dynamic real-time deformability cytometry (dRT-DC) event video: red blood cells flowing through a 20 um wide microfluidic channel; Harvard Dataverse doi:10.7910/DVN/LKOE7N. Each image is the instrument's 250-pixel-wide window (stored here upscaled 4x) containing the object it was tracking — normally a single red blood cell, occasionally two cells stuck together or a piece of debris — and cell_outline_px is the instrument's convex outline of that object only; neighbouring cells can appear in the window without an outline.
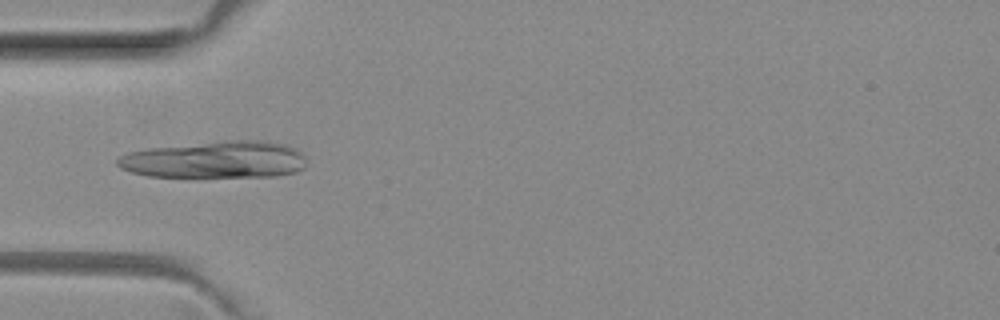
{"species": "common noctule bat (a hibernating species)", "species_latin": "Nyctalus noctula", "temperature_condition": "room temperature", "stored_images_in_passage": 38, "camera_frame_rate_fps": 3000, "um_per_image_px": 0.085, "animal": {"sex": "female", "body_mass_g": 29.2, "forearm_length_mm": 56.3}, "frame": {"image": 1, "passage_image": 4, "time_ms": 1.0, "image_size_px": [1000, 320], "cell_outline_px": [[304, 168], [296, 172], [276, 176], [148, 176], [132, 172], [120, 168], [116, 164], [116, 160], [120, 156], [128, 152], [148, 148], [236, 140], [260, 140], [284, 144], [296, 148], [304, 156]], "centroid_in_image_um": [18.3, 13.57], "position_along_channel_um": 66.7, "area_um2": 40.34}}
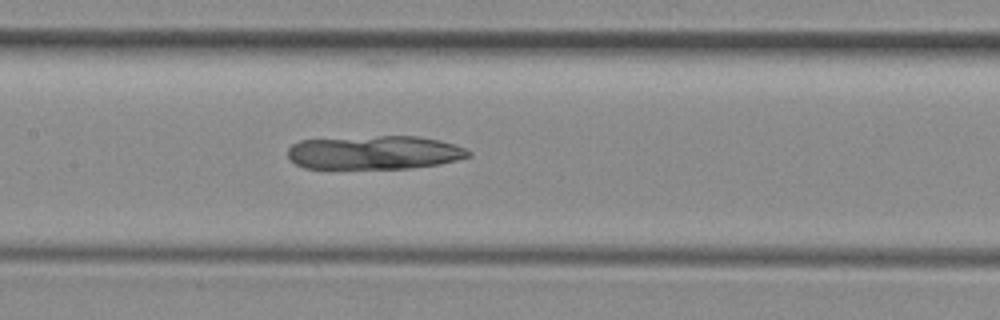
{"frame": {"image": 2, "passage_image": 12, "time_ms": 3.667, "image_size_px": [1000, 320], "cell_outline_px": [[472, 156], [440, 164], [408, 168], [304, 168], [296, 164], [288, 156], [288, 148], [292, 144], [300, 140], [376, 136], [416, 136], [440, 140], [464, 148], [472, 152]], "centroid_in_image_um": [31.83, 12.96], "position_along_channel_um": 175.6, "area_um2": 35.37}}
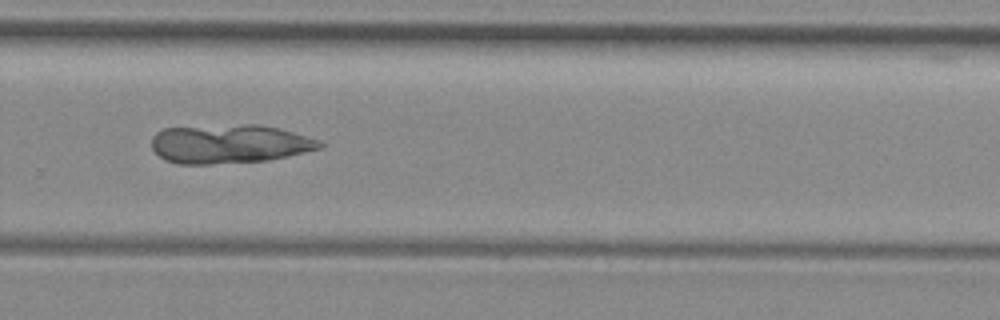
{"frame": {"image": 3, "passage_image": 22, "time_ms": 7.0, "image_size_px": [1000, 320], "cell_outline_px": [[324, 148], [288, 156], [268, 160], [208, 164], [176, 164], [164, 160], [152, 148], [152, 136], [156, 132], [164, 128], [244, 124], [256, 124], [280, 128], [320, 140], [324, 144]], "centroid_in_image_um": [19.52, 12.23], "position_along_channel_um": 310.3, "area_um2": 38.26}}